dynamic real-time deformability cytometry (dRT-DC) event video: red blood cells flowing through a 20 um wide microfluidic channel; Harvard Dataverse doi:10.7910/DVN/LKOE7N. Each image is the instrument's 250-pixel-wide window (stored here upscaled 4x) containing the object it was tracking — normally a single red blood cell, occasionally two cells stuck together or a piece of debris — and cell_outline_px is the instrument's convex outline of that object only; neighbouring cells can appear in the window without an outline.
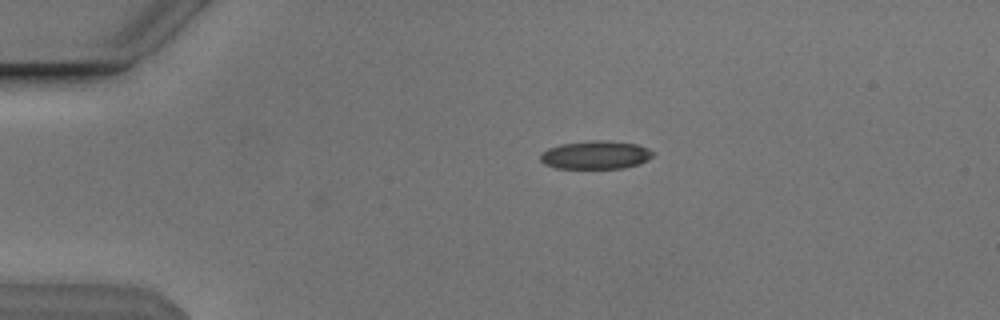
{"species": "Egyptian fruit bat (a non-hibernating species)", "species_latin": "Rousettus aegyptiacus", "temperature_condition": "cold", "stored_images_in_passage": 28, "camera_frame_rate_fps": 3000, "um_per_image_px": 0.085, "animal": {"sex": "male"}, "frame": {"image": 1, "passage_image": 1, "time_ms": 0.0, "image_size_px": [1000, 320], "cell_outline_px": [[656, 152], [648, 160], [640, 164], [624, 168], [556, 168], [544, 164], [540, 160], [540, 156], [548, 148], [560, 144], [592, 140], [604, 140], [636, 144], [648, 148]], "centroid_in_image_um": [50.66, 13.17], "position_along_channel_um": 34.3, "area_um2": 18.61}}
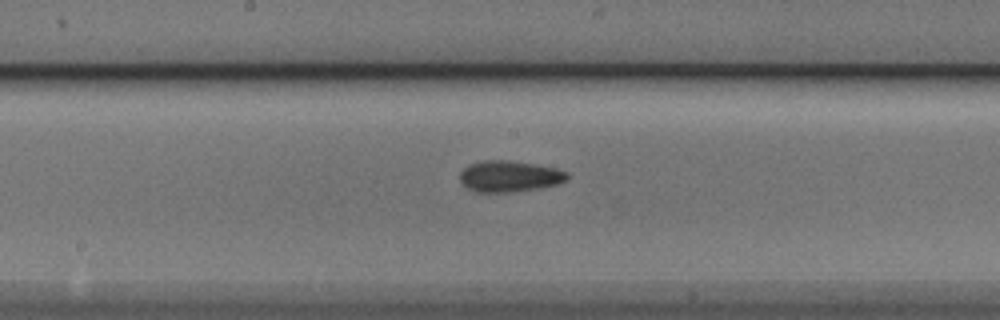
{"frame": {"image": 2, "passage_image": 18, "time_ms": 5.667, "image_size_px": [1000, 320], "cell_outline_px": [[568, 180], [556, 184], [540, 188], [504, 192], [476, 192], [468, 188], [460, 180], [460, 172], [468, 164], [484, 160], [508, 160], [536, 164], [556, 168], [568, 172]], "centroid_in_image_um": [43.31, 14.97], "position_along_channel_um": 204.9, "area_um2": 19.48}}
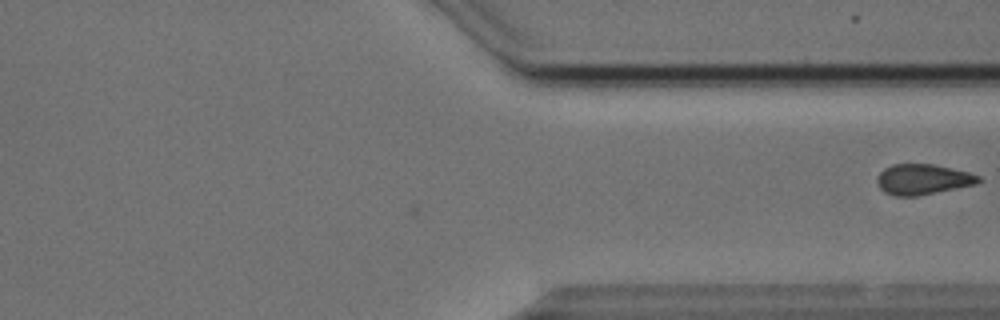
{"frame": {"image": 3, "passage_image": 28, "time_ms": 9.0, "image_size_px": [1000, 320], "cell_outline_px": [[984, 180], [976, 184], [916, 196], [892, 196], [884, 192], [880, 188], [876, 180], [880, 172], [884, 168], [892, 164], [932, 164], [968, 172], [980, 176]], "centroid_in_image_um": [78.43, 15.25], "position_along_channel_um": 333.0, "area_um2": 17.98}}